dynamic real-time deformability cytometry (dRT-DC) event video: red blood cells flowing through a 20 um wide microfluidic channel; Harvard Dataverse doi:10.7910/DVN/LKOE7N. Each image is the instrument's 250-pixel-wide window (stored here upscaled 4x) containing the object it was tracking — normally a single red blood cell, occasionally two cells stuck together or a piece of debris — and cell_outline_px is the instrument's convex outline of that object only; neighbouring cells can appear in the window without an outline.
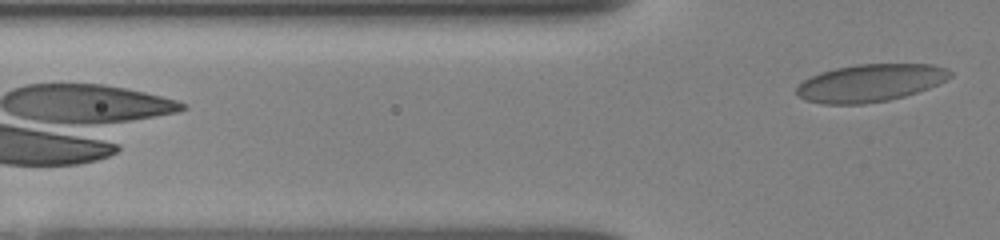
{"species": "human", "species_latin": "Homo sapiens", "temperature_condition": "room temperature", "stored_images_in_passage": 6, "camera_frame_rate_fps": 3000, "um_per_image_px": 0.085, "donor": {"sex": "female"}, "frame": {"image": 1, "passage_image": 6, "time_ms": 4.0, "image_size_px": [1000, 240], "cell_outline_px": [[952, 76], [928, 88], [904, 96], [888, 100], [864, 104], [824, 104], [804, 100], [796, 96], [796, 88], [804, 80], [820, 72], [836, 68], [856, 64], [932, 64], [948, 68], [952, 72]], "centroid_in_image_um": [73.95, 7.05], "position_along_channel_um": 51.9, "area_um2": 33.58}}